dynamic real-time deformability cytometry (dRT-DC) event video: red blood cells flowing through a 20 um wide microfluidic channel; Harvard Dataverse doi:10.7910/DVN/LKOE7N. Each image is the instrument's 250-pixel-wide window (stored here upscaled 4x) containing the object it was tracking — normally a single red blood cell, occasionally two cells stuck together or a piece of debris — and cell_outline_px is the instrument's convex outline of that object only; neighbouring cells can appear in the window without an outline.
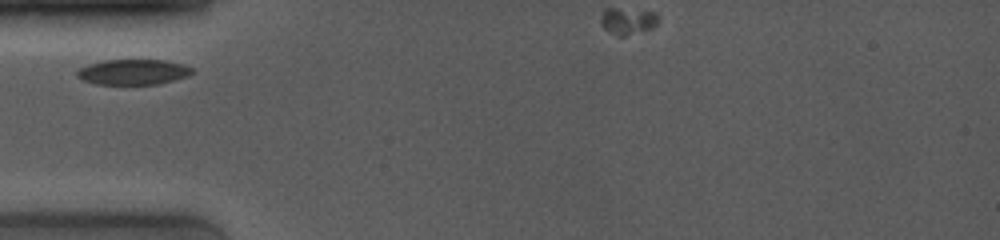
{"species": "common noctule bat (a hibernating species)", "species_latin": "Nyctalus noctula", "temperature_condition": "room temperature", "stored_images_in_passage": 2, "camera_frame_rate_fps": 4000, "um_per_image_px": 0.085, "animal": {"sex": "female", "body_mass_g": 19.0, "forearm_length_mm": 53.3}, "frame": {"image": 1, "passage_image": 1, "time_ms": 0.0, "image_size_px": [1000, 240], "cell_outline_px": [[196, 72], [188, 76], [156, 84], [96, 84], [84, 80], [76, 76], [76, 72], [80, 68], [88, 64], [104, 60], [164, 60], [180, 64], [192, 68]], "centroid_in_image_um": [11.31, 6.12], "position_along_channel_um": 73.7, "area_um2": 16.88}}